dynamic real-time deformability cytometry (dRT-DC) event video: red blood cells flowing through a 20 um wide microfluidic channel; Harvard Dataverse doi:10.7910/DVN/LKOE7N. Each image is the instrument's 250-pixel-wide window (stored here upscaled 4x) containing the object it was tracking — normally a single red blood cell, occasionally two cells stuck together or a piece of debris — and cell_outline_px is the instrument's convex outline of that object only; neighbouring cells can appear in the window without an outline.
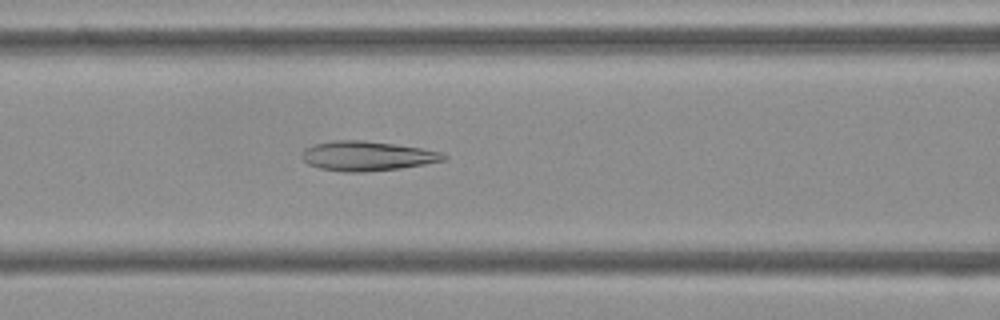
{"species": "Egyptian fruit bat (a non-hibernating species)", "species_latin": "Rousettus aegyptiacus", "temperature_condition": "cold", "stored_images_in_passage": 53, "camera_frame_rate_fps": 3000, "um_per_image_px": 0.085, "frame": {"image": 1, "passage_image": 22, "time_ms": 7.0, "image_size_px": [1000, 320], "cell_outline_px": [[448, 156], [444, 160], [424, 164], [400, 168], [364, 172], [344, 172], [320, 168], [308, 164], [300, 156], [304, 148], [312, 144], [332, 140], [364, 140], [420, 148], [444, 152]], "centroid_in_image_um": [31.17, 13.25], "position_along_channel_um": 135.4, "area_um2": 24.51}}
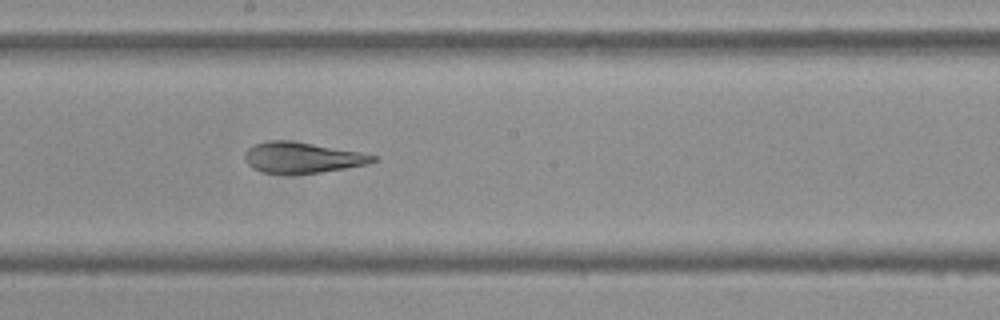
{"frame": {"image": 2, "passage_image": 29, "time_ms": 9.333, "image_size_px": [1000, 320], "cell_outline_px": [[376, 160], [368, 164], [320, 172], [264, 172], [252, 168], [244, 160], [244, 152], [248, 148], [256, 144], [268, 140], [288, 140], [360, 152], [376, 156]], "centroid_in_image_um": [25.65, 13.37], "position_along_channel_um": 222.5, "area_um2": 22.37}}
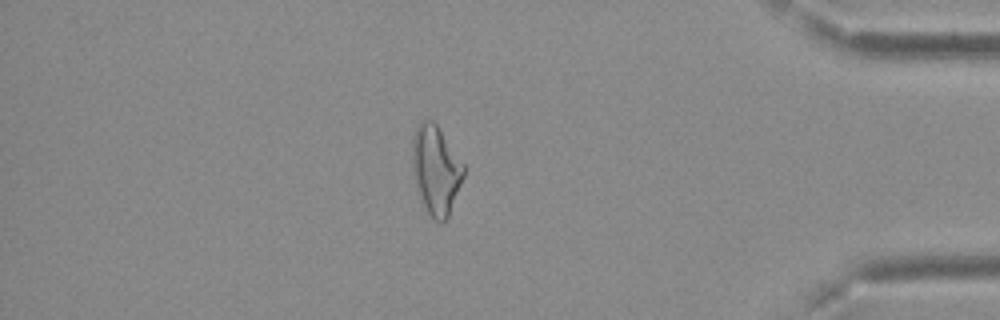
{"frame": {"image": 3, "passage_image": 46, "time_ms": 15.0, "image_size_px": [1000, 320], "cell_outline_px": [[464, 176], [448, 216], [440, 224], [432, 220], [416, 188], [412, 172], [412, 136], [416, 128], [424, 120], [432, 120], [436, 124], [464, 164]], "centroid_in_image_um": [37.03, 14.45], "position_along_channel_um": 398.2, "area_um2": 26.41}, "authors_computed_cell_mechanics": {"area_um2": 25.9522, "velocity_mm_per_s": 3.7333, "shape_relaxation_time_tau1_ms": null, "shape_relaxation_time_tau2_ms": 2.8383, "deformation_change_tau1": null, "deformation_change_tau2": 0.1064}}